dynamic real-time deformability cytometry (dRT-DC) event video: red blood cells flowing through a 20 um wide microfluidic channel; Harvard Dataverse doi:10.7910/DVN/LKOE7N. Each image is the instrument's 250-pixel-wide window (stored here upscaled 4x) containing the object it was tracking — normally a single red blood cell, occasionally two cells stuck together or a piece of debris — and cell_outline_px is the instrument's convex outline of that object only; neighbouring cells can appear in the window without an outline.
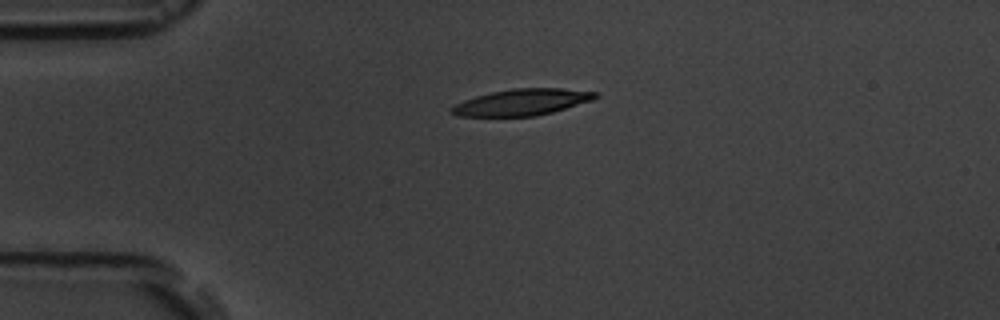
{"species": "common noctule bat (a hibernating species)", "species_latin": "Nyctalus noctula", "temperature_condition": "room temperature", "stored_images_in_passage": 1, "camera_frame_rate_fps": 3000, "um_per_image_px": 0.085, "animal": {"sex": "male", "body_mass_g": 19.5, "forearm_length_mm": 54.6}, "frame": {"image": 1, "passage_image": 1, "time_ms": 0.0, "image_size_px": [1000, 320], "cell_outline_px": [[600, 96], [592, 100], [552, 112], [536, 116], [456, 116], [448, 112], [448, 108], [464, 100], [476, 96], [492, 92], [512, 88], [560, 88], [600, 92]], "centroid_in_image_um": [44.35, 8.68], "position_along_channel_um": 40.6, "area_um2": 22.2}}